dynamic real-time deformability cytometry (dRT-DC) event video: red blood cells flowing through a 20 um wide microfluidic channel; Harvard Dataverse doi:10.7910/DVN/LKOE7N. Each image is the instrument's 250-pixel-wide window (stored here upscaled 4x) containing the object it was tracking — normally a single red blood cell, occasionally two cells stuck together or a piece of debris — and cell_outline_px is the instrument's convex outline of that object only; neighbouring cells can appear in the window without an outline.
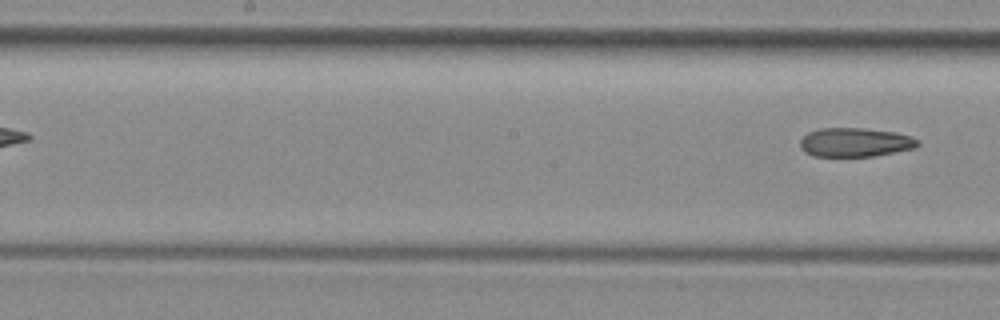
{"species": "common noctule bat (a hibernating species)", "species_latin": "Nyctalus noctula", "temperature_condition": "room temperature", "stored_images_in_passage": 6, "segment_of_instrument_passage": [2, 2], "camera_frame_rate_fps": 3000, "um_per_image_px": 0.085, "animal": {"sex": "female", "body_mass_g": 29.2, "forearm_length_mm": 56.3}, "frame": {"image": 1, "passage_image": 6, "time_ms": 1.667, "image_size_px": [1000, 320], "cell_outline_px": [[920, 144], [916, 148], [872, 156], [812, 156], [804, 152], [800, 148], [800, 140], [808, 132], [820, 128], [860, 128], [896, 132], [912, 136], [920, 140]], "centroid_in_image_um": [72.7, 12.09], "position_along_channel_um": 175.5, "area_um2": 20.0}}